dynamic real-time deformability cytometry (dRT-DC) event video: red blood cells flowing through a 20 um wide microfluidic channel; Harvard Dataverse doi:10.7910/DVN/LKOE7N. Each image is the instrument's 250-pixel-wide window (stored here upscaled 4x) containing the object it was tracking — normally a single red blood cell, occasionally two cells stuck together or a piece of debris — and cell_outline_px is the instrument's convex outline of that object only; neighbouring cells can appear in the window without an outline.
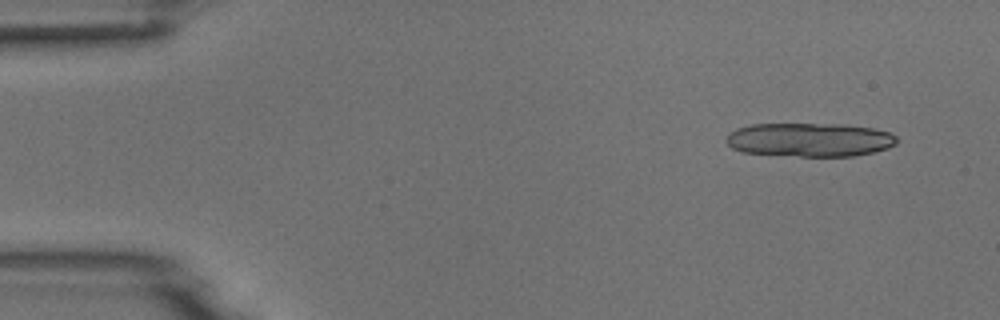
{"species": "common noctule bat (a hibernating species)", "species_latin": "Nyctalus noctula", "temperature_condition": "room temperature", "stored_images_in_passage": 9, "camera_frame_rate_fps": 3000, "um_per_image_px": 0.085, "animal": {"sex": "male", "body_mass_g": 18.8}, "frame": {"image": 1, "passage_image": 1, "time_ms": 0.0, "image_size_px": [1000, 320], "cell_outline_px": [[900, 140], [896, 144], [888, 148], [872, 152], [852, 156], [800, 156], [744, 152], [732, 148], [724, 140], [736, 128], [752, 124], [844, 124], [872, 128], [888, 132], [896, 136]], "centroid_in_image_um": [68.85, 11.87], "position_along_channel_um": 16.2, "area_um2": 33.52}}